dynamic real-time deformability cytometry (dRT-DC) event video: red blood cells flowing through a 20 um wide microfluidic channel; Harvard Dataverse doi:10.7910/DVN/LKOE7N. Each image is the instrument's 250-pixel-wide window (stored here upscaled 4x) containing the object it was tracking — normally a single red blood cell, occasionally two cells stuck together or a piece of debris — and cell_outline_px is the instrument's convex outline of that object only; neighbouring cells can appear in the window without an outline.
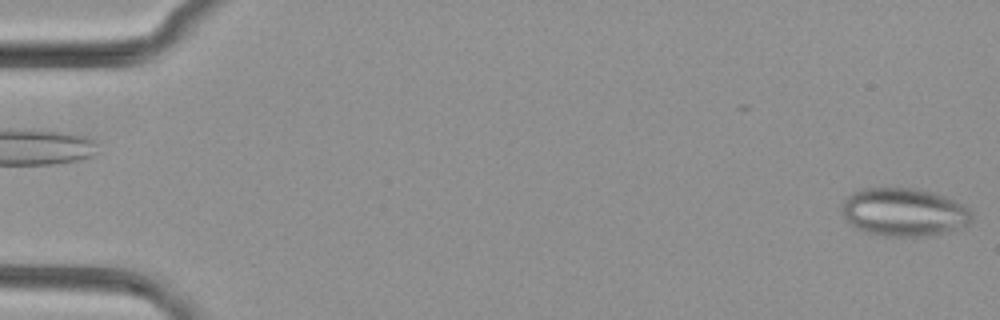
{"species": "common noctule bat (a hibernating species)", "species_latin": "Nyctalus noctula", "temperature_condition": "cold", "stored_images_in_passage": 14, "camera_frame_rate_fps": 3000, "um_per_image_px": 0.085, "animal": {"sex": "female", "body_mass_g": 29.2, "forearm_length_mm": 56.3}, "frame": {"image": 1, "passage_image": 1, "time_ms": 0.0, "image_size_px": [1000, 320], "cell_outline_px": [[972, 220], [968, 224], [944, 232], [928, 236], [880, 236], [860, 232], [844, 216], [840, 208], [844, 200], [852, 192], [860, 188], [912, 188], [932, 192], [944, 196], [968, 208], [972, 212]], "centroid_in_image_um": [76.78, 18.04], "position_along_channel_um": 8.2, "area_um2": 36.47}}